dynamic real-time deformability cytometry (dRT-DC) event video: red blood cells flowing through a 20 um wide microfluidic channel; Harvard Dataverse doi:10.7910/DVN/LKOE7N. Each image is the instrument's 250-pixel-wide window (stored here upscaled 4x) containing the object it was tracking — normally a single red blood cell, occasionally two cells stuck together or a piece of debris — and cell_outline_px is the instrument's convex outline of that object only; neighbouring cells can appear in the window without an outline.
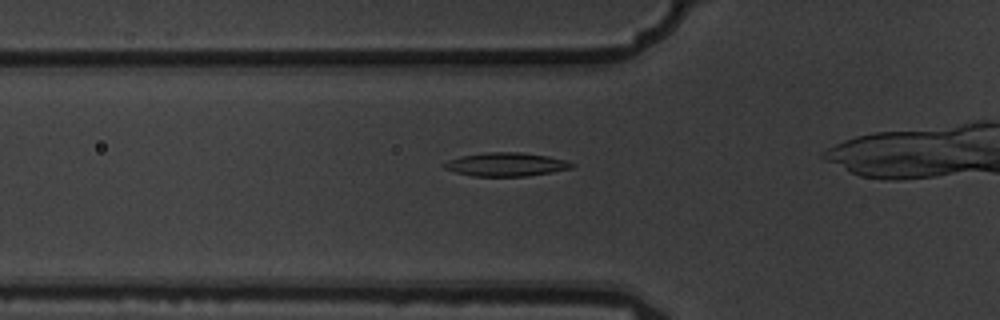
{"species": "common noctule bat (a hibernating species)", "species_latin": "Nyctalus noctula", "temperature_condition": "warm", "stored_images_in_passage": 4, "camera_frame_rate_fps": 3000, "um_per_image_px": 0.085, "animal": {"sex": "male", "body_mass_g": 19.5, "forearm_length_mm": 54.6}, "frame": {"image": 1, "passage_image": 3, "time_ms": 0.667, "image_size_px": [1000, 320], "cell_outline_px": [[576, 164], [572, 168], [552, 172], [528, 176], [472, 176], [456, 172], [444, 168], [440, 164], [448, 160], [460, 156], [484, 152], [520, 152], [548, 156], [564, 160]], "centroid_in_image_um": [42.99, 13.97], "position_along_channel_um": 82.8, "area_um2": 17.63}}